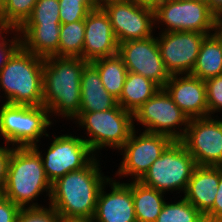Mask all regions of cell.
Instances as JSON below:
<instances>
[{"mask_svg": "<svg viewBox=\"0 0 222 222\" xmlns=\"http://www.w3.org/2000/svg\"><path fill=\"white\" fill-rule=\"evenodd\" d=\"M87 63L79 57L44 58L43 106L49 110L55 124L60 123L57 119L73 121L79 115L81 77Z\"/></svg>", "mask_w": 222, "mask_h": 222, "instance_id": "cell-1", "label": "cell"}, {"mask_svg": "<svg viewBox=\"0 0 222 222\" xmlns=\"http://www.w3.org/2000/svg\"><path fill=\"white\" fill-rule=\"evenodd\" d=\"M101 159L96 156L86 167L52 183L49 204L61 217L93 219L99 192L110 178L102 172Z\"/></svg>", "mask_w": 222, "mask_h": 222, "instance_id": "cell-2", "label": "cell"}, {"mask_svg": "<svg viewBox=\"0 0 222 222\" xmlns=\"http://www.w3.org/2000/svg\"><path fill=\"white\" fill-rule=\"evenodd\" d=\"M51 190L39 153L33 147H13L7 180L0 193L19 208H30L48 205ZM42 195L48 197L43 201L46 204L38 203Z\"/></svg>", "mask_w": 222, "mask_h": 222, "instance_id": "cell-3", "label": "cell"}, {"mask_svg": "<svg viewBox=\"0 0 222 222\" xmlns=\"http://www.w3.org/2000/svg\"><path fill=\"white\" fill-rule=\"evenodd\" d=\"M44 58L20 46L0 71V89L7 103L43 106Z\"/></svg>", "mask_w": 222, "mask_h": 222, "instance_id": "cell-4", "label": "cell"}, {"mask_svg": "<svg viewBox=\"0 0 222 222\" xmlns=\"http://www.w3.org/2000/svg\"><path fill=\"white\" fill-rule=\"evenodd\" d=\"M76 127L85 131L80 137L89 145L96 156H101L102 149L119 151L134 130L133 114L119 104L110 110L79 112L72 121Z\"/></svg>", "mask_w": 222, "mask_h": 222, "instance_id": "cell-5", "label": "cell"}, {"mask_svg": "<svg viewBox=\"0 0 222 222\" xmlns=\"http://www.w3.org/2000/svg\"><path fill=\"white\" fill-rule=\"evenodd\" d=\"M53 124L50 112L44 106L7 103L0 110V139L13 147H33L48 137Z\"/></svg>", "mask_w": 222, "mask_h": 222, "instance_id": "cell-6", "label": "cell"}, {"mask_svg": "<svg viewBox=\"0 0 222 222\" xmlns=\"http://www.w3.org/2000/svg\"><path fill=\"white\" fill-rule=\"evenodd\" d=\"M197 164L181 141H173L139 180L165 194L184 195ZM176 192V193H173Z\"/></svg>", "mask_w": 222, "mask_h": 222, "instance_id": "cell-7", "label": "cell"}, {"mask_svg": "<svg viewBox=\"0 0 222 222\" xmlns=\"http://www.w3.org/2000/svg\"><path fill=\"white\" fill-rule=\"evenodd\" d=\"M74 134L68 132L51 136L49 132L48 139L52 140L48 143L47 151H42L39 143L33 146L41 156L46 177L51 184L69 172L86 167L96 157L80 134Z\"/></svg>", "mask_w": 222, "mask_h": 222, "instance_id": "cell-8", "label": "cell"}, {"mask_svg": "<svg viewBox=\"0 0 222 222\" xmlns=\"http://www.w3.org/2000/svg\"><path fill=\"white\" fill-rule=\"evenodd\" d=\"M133 120L135 130L166 135L173 141L183 139L190 121L164 88H160L133 114Z\"/></svg>", "mask_w": 222, "mask_h": 222, "instance_id": "cell-9", "label": "cell"}, {"mask_svg": "<svg viewBox=\"0 0 222 222\" xmlns=\"http://www.w3.org/2000/svg\"><path fill=\"white\" fill-rule=\"evenodd\" d=\"M139 132V133H138ZM173 140L162 134L133 130L124 146L118 151L122 155L113 178L130 177L129 181H139L152 163L158 159ZM123 177V178H122Z\"/></svg>", "mask_w": 222, "mask_h": 222, "instance_id": "cell-10", "label": "cell"}, {"mask_svg": "<svg viewBox=\"0 0 222 222\" xmlns=\"http://www.w3.org/2000/svg\"><path fill=\"white\" fill-rule=\"evenodd\" d=\"M154 20L157 32L213 34L214 15L208 9L206 1L161 0L154 7Z\"/></svg>", "mask_w": 222, "mask_h": 222, "instance_id": "cell-11", "label": "cell"}, {"mask_svg": "<svg viewBox=\"0 0 222 222\" xmlns=\"http://www.w3.org/2000/svg\"><path fill=\"white\" fill-rule=\"evenodd\" d=\"M108 15L118 44L147 39L155 30L154 8L131 0H117L102 7Z\"/></svg>", "mask_w": 222, "mask_h": 222, "instance_id": "cell-12", "label": "cell"}, {"mask_svg": "<svg viewBox=\"0 0 222 222\" xmlns=\"http://www.w3.org/2000/svg\"><path fill=\"white\" fill-rule=\"evenodd\" d=\"M181 142L197 166L222 167V117L190 119Z\"/></svg>", "mask_w": 222, "mask_h": 222, "instance_id": "cell-13", "label": "cell"}, {"mask_svg": "<svg viewBox=\"0 0 222 222\" xmlns=\"http://www.w3.org/2000/svg\"><path fill=\"white\" fill-rule=\"evenodd\" d=\"M118 55L123 59L128 72L140 74L160 88H164L170 80L171 75L161 58L156 34L147 39L120 43Z\"/></svg>", "mask_w": 222, "mask_h": 222, "instance_id": "cell-14", "label": "cell"}, {"mask_svg": "<svg viewBox=\"0 0 222 222\" xmlns=\"http://www.w3.org/2000/svg\"><path fill=\"white\" fill-rule=\"evenodd\" d=\"M207 35L190 31L156 33L161 58L170 75L192 72L201 43Z\"/></svg>", "mask_w": 222, "mask_h": 222, "instance_id": "cell-15", "label": "cell"}, {"mask_svg": "<svg viewBox=\"0 0 222 222\" xmlns=\"http://www.w3.org/2000/svg\"><path fill=\"white\" fill-rule=\"evenodd\" d=\"M126 181H117L111 176L105 182L98 195L94 222H137L132 181Z\"/></svg>", "mask_w": 222, "mask_h": 222, "instance_id": "cell-16", "label": "cell"}, {"mask_svg": "<svg viewBox=\"0 0 222 222\" xmlns=\"http://www.w3.org/2000/svg\"><path fill=\"white\" fill-rule=\"evenodd\" d=\"M118 47L108 15L102 8L92 10L85 18L83 59L92 62L117 55Z\"/></svg>", "mask_w": 222, "mask_h": 222, "instance_id": "cell-17", "label": "cell"}, {"mask_svg": "<svg viewBox=\"0 0 222 222\" xmlns=\"http://www.w3.org/2000/svg\"><path fill=\"white\" fill-rule=\"evenodd\" d=\"M164 89L189 119L208 116L204 80L190 74L171 75Z\"/></svg>", "mask_w": 222, "mask_h": 222, "instance_id": "cell-18", "label": "cell"}, {"mask_svg": "<svg viewBox=\"0 0 222 222\" xmlns=\"http://www.w3.org/2000/svg\"><path fill=\"white\" fill-rule=\"evenodd\" d=\"M219 185V167L197 166L182 195L205 215L212 207Z\"/></svg>", "mask_w": 222, "mask_h": 222, "instance_id": "cell-19", "label": "cell"}, {"mask_svg": "<svg viewBox=\"0 0 222 222\" xmlns=\"http://www.w3.org/2000/svg\"><path fill=\"white\" fill-rule=\"evenodd\" d=\"M117 105V99L105 90L97 68L88 62L83 68L81 77L79 112L105 111L115 108Z\"/></svg>", "mask_w": 222, "mask_h": 222, "instance_id": "cell-20", "label": "cell"}, {"mask_svg": "<svg viewBox=\"0 0 222 222\" xmlns=\"http://www.w3.org/2000/svg\"><path fill=\"white\" fill-rule=\"evenodd\" d=\"M60 28L61 25H22L17 31L25 50L46 58L58 57Z\"/></svg>", "mask_w": 222, "mask_h": 222, "instance_id": "cell-21", "label": "cell"}, {"mask_svg": "<svg viewBox=\"0 0 222 222\" xmlns=\"http://www.w3.org/2000/svg\"><path fill=\"white\" fill-rule=\"evenodd\" d=\"M160 87L144 76L127 72L122 93L117 100L126 111L134 114Z\"/></svg>", "mask_w": 222, "mask_h": 222, "instance_id": "cell-22", "label": "cell"}, {"mask_svg": "<svg viewBox=\"0 0 222 222\" xmlns=\"http://www.w3.org/2000/svg\"><path fill=\"white\" fill-rule=\"evenodd\" d=\"M165 195L140 181H132V197L137 222H155L164 203L168 200Z\"/></svg>", "mask_w": 222, "mask_h": 222, "instance_id": "cell-23", "label": "cell"}, {"mask_svg": "<svg viewBox=\"0 0 222 222\" xmlns=\"http://www.w3.org/2000/svg\"><path fill=\"white\" fill-rule=\"evenodd\" d=\"M190 75L204 81L222 75V44L214 34L207 35L202 41Z\"/></svg>", "mask_w": 222, "mask_h": 222, "instance_id": "cell-24", "label": "cell"}, {"mask_svg": "<svg viewBox=\"0 0 222 222\" xmlns=\"http://www.w3.org/2000/svg\"><path fill=\"white\" fill-rule=\"evenodd\" d=\"M91 63L97 68L105 90L118 100L128 72L123 59L117 54Z\"/></svg>", "mask_w": 222, "mask_h": 222, "instance_id": "cell-25", "label": "cell"}, {"mask_svg": "<svg viewBox=\"0 0 222 222\" xmlns=\"http://www.w3.org/2000/svg\"><path fill=\"white\" fill-rule=\"evenodd\" d=\"M85 20L61 24L58 57L83 59Z\"/></svg>", "mask_w": 222, "mask_h": 222, "instance_id": "cell-26", "label": "cell"}, {"mask_svg": "<svg viewBox=\"0 0 222 222\" xmlns=\"http://www.w3.org/2000/svg\"><path fill=\"white\" fill-rule=\"evenodd\" d=\"M166 201L155 222H206L204 215L183 196ZM174 201H172V199Z\"/></svg>", "mask_w": 222, "mask_h": 222, "instance_id": "cell-27", "label": "cell"}, {"mask_svg": "<svg viewBox=\"0 0 222 222\" xmlns=\"http://www.w3.org/2000/svg\"><path fill=\"white\" fill-rule=\"evenodd\" d=\"M37 0H6L0 8V26L18 30L31 15Z\"/></svg>", "mask_w": 222, "mask_h": 222, "instance_id": "cell-28", "label": "cell"}, {"mask_svg": "<svg viewBox=\"0 0 222 222\" xmlns=\"http://www.w3.org/2000/svg\"><path fill=\"white\" fill-rule=\"evenodd\" d=\"M59 0H37L23 25H61Z\"/></svg>", "mask_w": 222, "mask_h": 222, "instance_id": "cell-29", "label": "cell"}, {"mask_svg": "<svg viewBox=\"0 0 222 222\" xmlns=\"http://www.w3.org/2000/svg\"><path fill=\"white\" fill-rule=\"evenodd\" d=\"M61 24L85 20L96 7L91 0H59Z\"/></svg>", "mask_w": 222, "mask_h": 222, "instance_id": "cell-30", "label": "cell"}, {"mask_svg": "<svg viewBox=\"0 0 222 222\" xmlns=\"http://www.w3.org/2000/svg\"><path fill=\"white\" fill-rule=\"evenodd\" d=\"M61 216L48 204L41 207L20 208L16 222H59Z\"/></svg>", "mask_w": 222, "mask_h": 222, "instance_id": "cell-31", "label": "cell"}, {"mask_svg": "<svg viewBox=\"0 0 222 222\" xmlns=\"http://www.w3.org/2000/svg\"><path fill=\"white\" fill-rule=\"evenodd\" d=\"M20 46L21 37L19 32L15 29L0 26V71Z\"/></svg>", "mask_w": 222, "mask_h": 222, "instance_id": "cell-32", "label": "cell"}, {"mask_svg": "<svg viewBox=\"0 0 222 222\" xmlns=\"http://www.w3.org/2000/svg\"><path fill=\"white\" fill-rule=\"evenodd\" d=\"M205 85L208 116L218 117V114H222V75L205 80Z\"/></svg>", "mask_w": 222, "mask_h": 222, "instance_id": "cell-33", "label": "cell"}, {"mask_svg": "<svg viewBox=\"0 0 222 222\" xmlns=\"http://www.w3.org/2000/svg\"><path fill=\"white\" fill-rule=\"evenodd\" d=\"M204 217L206 222H222V167H219V185L213 207Z\"/></svg>", "mask_w": 222, "mask_h": 222, "instance_id": "cell-34", "label": "cell"}, {"mask_svg": "<svg viewBox=\"0 0 222 222\" xmlns=\"http://www.w3.org/2000/svg\"><path fill=\"white\" fill-rule=\"evenodd\" d=\"M20 208L0 193V222H16Z\"/></svg>", "mask_w": 222, "mask_h": 222, "instance_id": "cell-35", "label": "cell"}, {"mask_svg": "<svg viewBox=\"0 0 222 222\" xmlns=\"http://www.w3.org/2000/svg\"><path fill=\"white\" fill-rule=\"evenodd\" d=\"M13 146L0 144V192L5 186Z\"/></svg>", "mask_w": 222, "mask_h": 222, "instance_id": "cell-36", "label": "cell"}, {"mask_svg": "<svg viewBox=\"0 0 222 222\" xmlns=\"http://www.w3.org/2000/svg\"><path fill=\"white\" fill-rule=\"evenodd\" d=\"M208 9L215 16L222 10V0H206Z\"/></svg>", "mask_w": 222, "mask_h": 222, "instance_id": "cell-37", "label": "cell"}, {"mask_svg": "<svg viewBox=\"0 0 222 222\" xmlns=\"http://www.w3.org/2000/svg\"><path fill=\"white\" fill-rule=\"evenodd\" d=\"M213 34L222 44V23L213 24Z\"/></svg>", "mask_w": 222, "mask_h": 222, "instance_id": "cell-38", "label": "cell"}, {"mask_svg": "<svg viewBox=\"0 0 222 222\" xmlns=\"http://www.w3.org/2000/svg\"><path fill=\"white\" fill-rule=\"evenodd\" d=\"M137 4L145 5L154 8L161 0H131Z\"/></svg>", "mask_w": 222, "mask_h": 222, "instance_id": "cell-39", "label": "cell"}, {"mask_svg": "<svg viewBox=\"0 0 222 222\" xmlns=\"http://www.w3.org/2000/svg\"><path fill=\"white\" fill-rule=\"evenodd\" d=\"M59 222H94L93 219L89 218H67L61 217Z\"/></svg>", "mask_w": 222, "mask_h": 222, "instance_id": "cell-40", "label": "cell"}, {"mask_svg": "<svg viewBox=\"0 0 222 222\" xmlns=\"http://www.w3.org/2000/svg\"><path fill=\"white\" fill-rule=\"evenodd\" d=\"M117 0H91V2L93 3V5L96 8H102L104 5H106L107 3H111Z\"/></svg>", "mask_w": 222, "mask_h": 222, "instance_id": "cell-41", "label": "cell"}, {"mask_svg": "<svg viewBox=\"0 0 222 222\" xmlns=\"http://www.w3.org/2000/svg\"><path fill=\"white\" fill-rule=\"evenodd\" d=\"M214 23H222V10L214 16Z\"/></svg>", "mask_w": 222, "mask_h": 222, "instance_id": "cell-42", "label": "cell"}, {"mask_svg": "<svg viewBox=\"0 0 222 222\" xmlns=\"http://www.w3.org/2000/svg\"><path fill=\"white\" fill-rule=\"evenodd\" d=\"M1 89H0V94H1ZM1 98H2V100H1ZM4 98V96L3 95H0V103H1V105H0V110L7 104V100H5V99H3Z\"/></svg>", "mask_w": 222, "mask_h": 222, "instance_id": "cell-43", "label": "cell"}, {"mask_svg": "<svg viewBox=\"0 0 222 222\" xmlns=\"http://www.w3.org/2000/svg\"><path fill=\"white\" fill-rule=\"evenodd\" d=\"M174 1H206V0H174Z\"/></svg>", "mask_w": 222, "mask_h": 222, "instance_id": "cell-44", "label": "cell"}, {"mask_svg": "<svg viewBox=\"0 0 222 222\" xmlns=\"http://www.w3.org/2000/svg\"><path fill=\"white\" fill-rule=\"evenodd\" d=\"M5 2L6 0H0V8L4 5Z\"/></svg>", "mask_w": 222, "mask_h": 222, "instance_id": "cell-45", "label": "cell"}]
</instances>
